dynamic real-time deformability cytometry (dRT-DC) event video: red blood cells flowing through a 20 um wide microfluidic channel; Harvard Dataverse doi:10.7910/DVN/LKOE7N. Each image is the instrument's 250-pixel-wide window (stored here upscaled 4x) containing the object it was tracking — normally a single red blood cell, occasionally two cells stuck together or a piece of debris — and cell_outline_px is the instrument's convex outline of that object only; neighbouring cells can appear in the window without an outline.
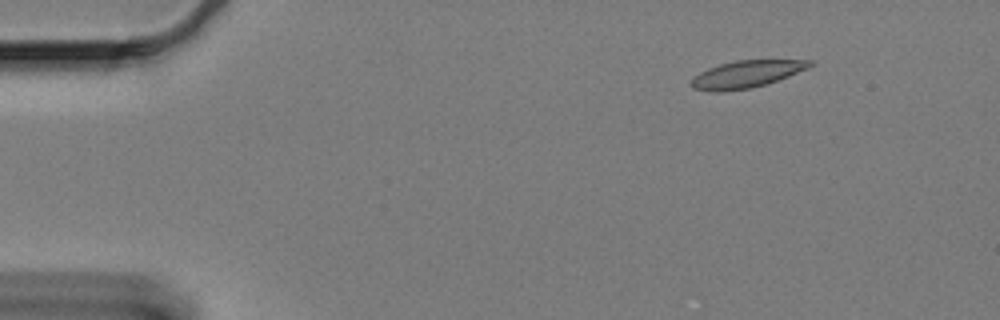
{"species": "Egyptian fruit bat (a non-hibernating species)", "species_latin": "Rousettus aegyptiacus", "temperature_condition": "cold", "stored_images_in_passage": 55, "camera_frame_rate_fps": 3000, "um_per_image_px": 0.085, "animal": {"sex": "female"}, "frame": {"image": 1, "passage_image": 1, "time_ms": 0.0, "image_size_px": [1000, 320], "cell_outline_px": [[816, 64], [808, 68], [768, 84], [752, 88], [720, 92], [716, 92], [692, 88], [688, 84], [700, 72], [708, 68], [720, 64], [736, 60], [812, 60]], "centroid_in_image_um": [63.46, 6.31], "position_along_channel_um": 21.5, "area_um2": 18.84}}
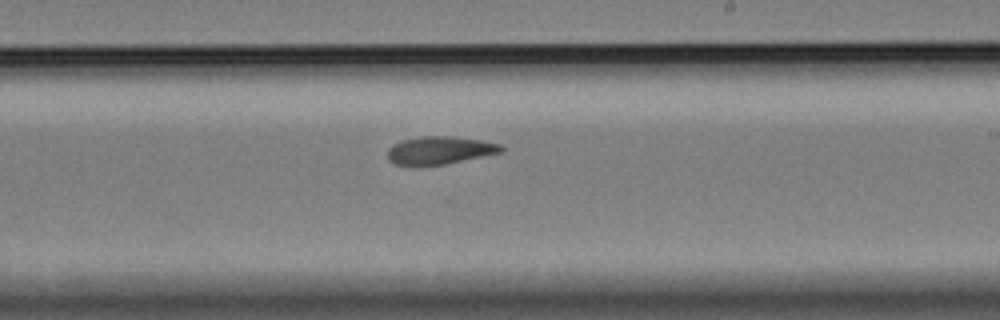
{"frame": {"image": 2, "passage_image": 30, "time_ms": 9.667, "image_size_px": [1000, 320], "cell_outline_px": [[504, 152], [444, 164], [420, 168], [412, 168], [392, 164], [388, 160], [388, 148], [392, 144], [404, 140], [420, 136], [452, 136], [480, 140], [500, 144], [504, 148]], "centroid_in_image_um": [37.3, 12.82], "position_along_channel_um": 251.7, "area_um2": 19.07}}
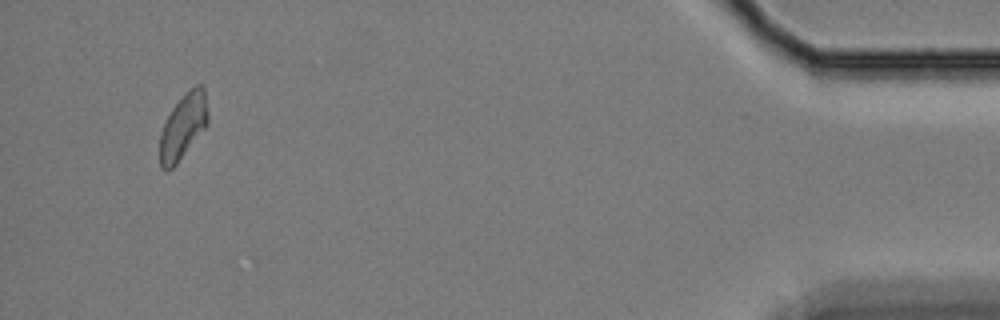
{"frame": {"image": 3, "passage_image": 52, "time_ms": 17.0, "image_size_px": [1000, 320], "cell_outline_px": [[208, 124], [176, 164], [172, 168], [160, 168], [160, 132], [172, 108], [196, 84], [204, 84], [208, 112]], "centroid_in_image_um": [15.59, 10.73], "position_along_channel_um": 419.6, "area_um2": 17.92}, "authors_computed_cell_mechanics": {"area_um2": 18.7272, "velocity_mm_per_s": 3.2468, "shape_relaxation_time_tau1_ms": null, "shape_relaxation_time_tau2_ms": 6.2132, "deformation_change_tau1": null, "deformation_change_tau2": 0.1194}}